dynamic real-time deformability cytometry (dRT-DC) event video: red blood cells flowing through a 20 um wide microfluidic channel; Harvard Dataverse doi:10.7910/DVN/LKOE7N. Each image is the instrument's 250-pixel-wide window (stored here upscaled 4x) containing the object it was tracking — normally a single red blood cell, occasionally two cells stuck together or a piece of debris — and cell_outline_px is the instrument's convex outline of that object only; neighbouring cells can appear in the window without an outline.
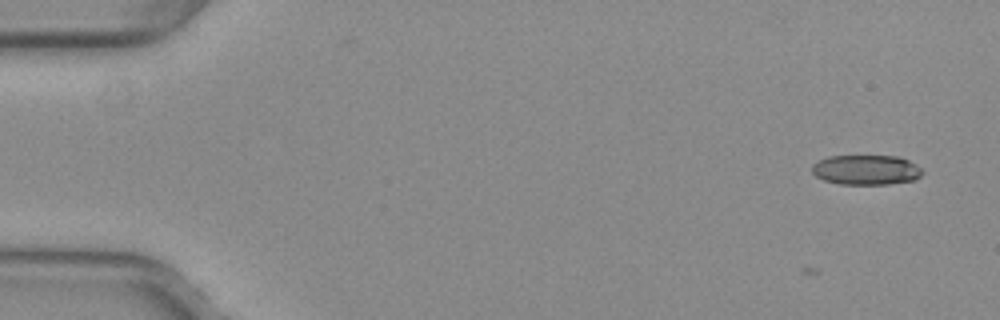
{"species": "common noctule bat (a hibernating species)", "species_latin": "Nyctalus noctula", "temperature_condition": "warm", "stored_images_in_passage": 5, "camera_frame_rate_fps": 3000, "um_per_image_px": 0.085, "animal": {"sex": "female", "body_mass_g": 29.2, "forearm_length_mm": 56.3}, "frame": {"image": 1, "passage_image": 1, "time_ms": 0.0, "image_size_px": [1000, 320], "cell_outline_px": [[924, 172], [916, 180], [888, 184], [840, 184], [824, 180], [816, 176], [812, 172], [812, 164], [828, 156], [900, 156], [916, 164]], "centroid_in_image_um": [73.64, 14.44], "position_along_channel_um": 11.4, "area_um2": 19.31}}